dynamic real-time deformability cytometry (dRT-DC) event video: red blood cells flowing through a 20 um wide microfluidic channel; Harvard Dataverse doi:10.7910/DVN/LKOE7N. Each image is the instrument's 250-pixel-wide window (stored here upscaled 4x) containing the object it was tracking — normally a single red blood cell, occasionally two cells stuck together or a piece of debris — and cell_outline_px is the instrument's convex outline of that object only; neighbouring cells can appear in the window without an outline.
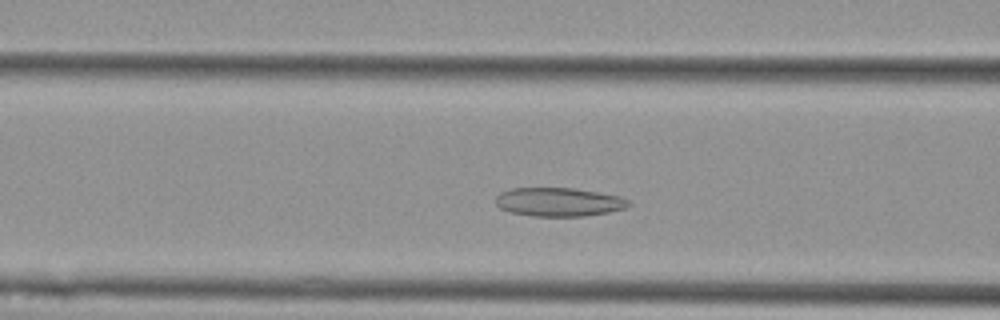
{"species": "Egyptian fruit bat (a non-hibernating species)", "species_latin": "Rousettus aegyptiacus", "temperature_condition": "cold", "stored_images_in_passage": 35, "camera_frame_rate_fps": 3000, "um_per_image_px": 0.085, "animal": {"sex": "female"}, "frame": {"image": 1, "passage_image": 12, "time_ms": 3.667, "image_size_px": [1000, 320], "cell_outline_px": [[632, 204], [628, 208], [608, 212], [584, 216], [532, 216], [512, 212], [500, 208], [496, 204], [496, 196], [500, 192], [508, 188], [572, 188], [620, 196], [628, 200]], "centroid_in_image_um": [47.5, 17.17], "position_along_channel_um": 119.1, "area_um2": 22.25}}
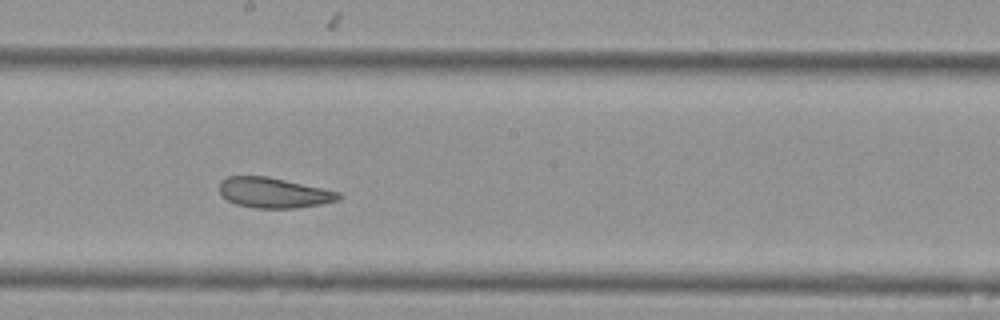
{"frame": {"image": 2, "passage_image": 21, "time_ms": 6.667, "image_size_px": [1000, 320], "cell_outline_px": [[340, 196], [336, 200], [320, 204], [296, 208], [256, 208], [236, 204], [228, 200], [220, 192], [220, 180], [228, 176], [268, 176], [340, 192]], "centroid_in_image_um": [23.24, 16.37], "position_along_channel_um": 225.0, "area_um2": 20.81}}
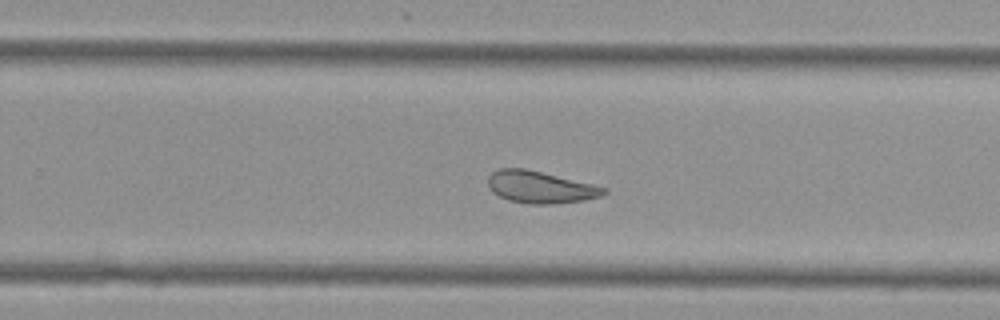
{"frame": {"image": 3, "passage_image": 26, "time_ms": 8.333, "image_size_px": [1000, 320], "cell_outline_px": [[608, 192], [600, 196], [584, 200], [560, 204], [532, 204], [508, 200], [492, 192], [488, 188], [488, 176], [492, 172], [500, 168], [524, 168], [592, 184], [608, 188]], "centroid_in_image_um": [45.91, 15.91], "position_along_channel_um": 283.9, "area_um2": 21.62}, "authors_computed_cell_mechanics": {"area_um2": 22.253, "velocity_mm_per_s": 3.5474, "shape_relaxation_time_tau1_ms": 11.0005, "shape_relaxation_time_tau2_ms": 2.6825, "deformation_change_tau1": 0.1654, "deformation_change_tau2": 0.0971}}